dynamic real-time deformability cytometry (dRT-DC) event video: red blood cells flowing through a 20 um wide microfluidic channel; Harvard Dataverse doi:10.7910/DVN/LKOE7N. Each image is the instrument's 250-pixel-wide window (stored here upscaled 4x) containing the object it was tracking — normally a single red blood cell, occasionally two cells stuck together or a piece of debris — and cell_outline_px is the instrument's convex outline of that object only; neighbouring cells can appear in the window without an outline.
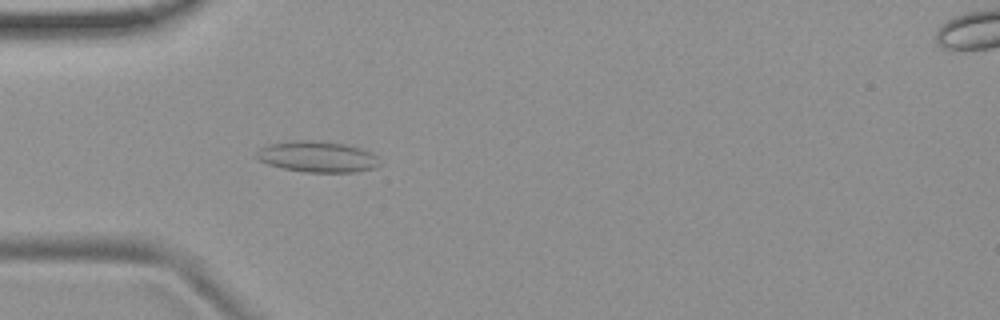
{"species": "common noctule bat (a hibernating species)", "species_latin": "Nyctalus noctula", "temperature_condition": "room temperature", "stored_images_in_passage": 52, "camera_frame_rate_fps": 3000, "um_per_image_px": 0.085, "animal": {"sex": "female", "body_mass_g": 19.9}, "frame": {"image": 1, "passage_image": 15, "time_ms": 4.667, "image_size_px": [1000, 320], "cell_outline_px": [[380, 164], [376, 168], [352, 172], [304, 172], [284, 168], [268, 164], [260, 160], [256, 156], [256, 152], [260, 148], [268, 144], [288, 140], [312, 140], [344, 144], [360, 148], [372, 152], [376, 156]], "centroid_in_image_um": [26.97, 13.31], "position_along_channel_um": 58.0, "area_um2": 22.25}}
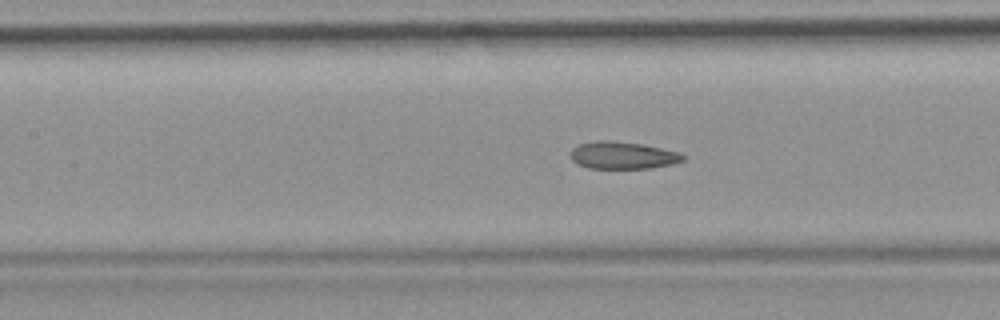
{"frame": {"image": 2, "passage_image": 23, "time_ms": 7.333, "image_size_px": [1000, 320], "cell_outline_px": [[688, 156], [684, 160], [672, 164], [648, 168], [588, 168], [576, 164], [568, 156], [572, 148], [580, 144], [596, 140], [608, 140], [640, 144], [680, 152]], "centroid_in_image_um": [52.9, 13.2], "position_along_channel_um": 154.5, "area_um2": 17.98}}
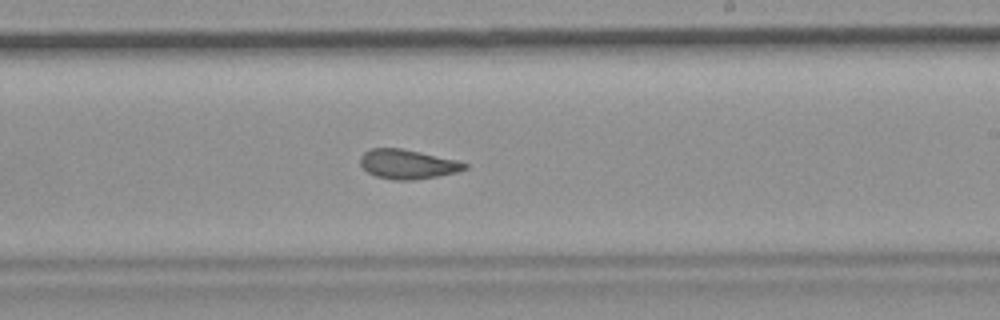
{"frame": {"image": 3, "passage_image": 31, "time_ms": 10.0, "image_size_px": [1000, 320], "cell_outline_px": [[468, 168], [456, 172], [436, 176], [412, 180], [396, 180], [376, 176], [368, 172], [360, 164], [360, 156], [364, 152], [372, 148], [400, 148], [460, 160], [468, 164]], "centroid_in_image_um": [34.66, 13.95], "position_along_channel_um": 254.3, "area_um2": 17.86}, "authors_computed_cell_mechanics": {"area_um2": 18.785, "velocity_mm_per_s": 3.7684, "shape_relaxation_time_tau1_ms": null, "shape_relaxation_time_tau2_ms": 1.5337, "deformation_change_tau1": null, "deformation_change_tau2": 0.0741}}